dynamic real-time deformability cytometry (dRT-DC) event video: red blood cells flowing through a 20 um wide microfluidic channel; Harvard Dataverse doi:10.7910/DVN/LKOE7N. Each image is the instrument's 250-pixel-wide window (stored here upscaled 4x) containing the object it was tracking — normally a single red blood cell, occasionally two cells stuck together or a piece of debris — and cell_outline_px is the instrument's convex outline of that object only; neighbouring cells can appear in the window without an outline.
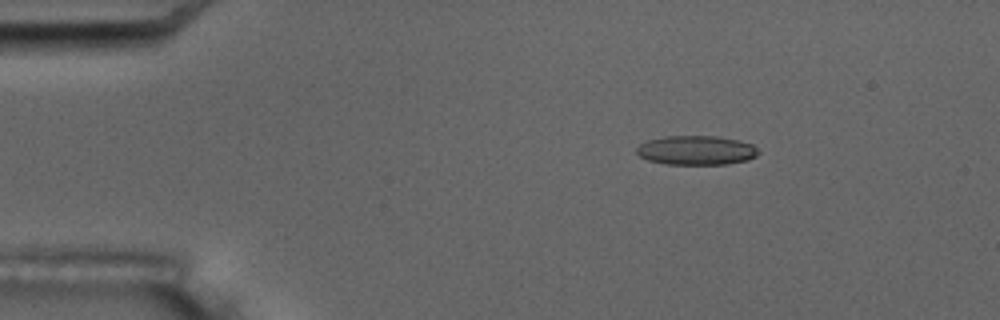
{"species": "common noctule bat (a hibernating species)", "species_latin": "Nyctalus noctula", "temperature_condition": "room temperature", "stored_images_in_passage": 6, "camera_frame_rate_fps": 3000, "um_per_image_px": 0.085, "animal": {"sex": "male", "body_mass_g": 17.5, "forearm_length_mm": 52.3}, "frame": {"image": 1, "passage_image": 3, "time_ms": 2.333, "image_size_px": [1000, 320], "cell_outline_px": [[760, 152], [756, 156], [748, 160], [728, 164], [668, 164], [648, 160], [640, 156], [636, 152], [636, 148], [640, 144], [648, 140], [664, 136], [716, 136], [740, 140], [752, 144]], "centroid_in_image_um": [59.2, 12.77], "position_along_channel_um": 25.8, "area_um2": 20.81}}